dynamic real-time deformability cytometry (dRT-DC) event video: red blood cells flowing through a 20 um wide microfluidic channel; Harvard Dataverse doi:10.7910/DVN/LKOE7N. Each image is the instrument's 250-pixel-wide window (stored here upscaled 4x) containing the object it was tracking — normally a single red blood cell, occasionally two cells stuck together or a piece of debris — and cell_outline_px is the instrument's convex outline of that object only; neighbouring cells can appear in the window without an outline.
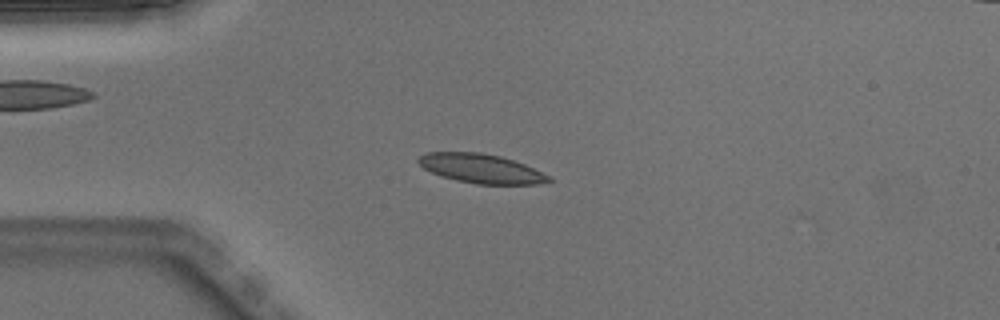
{"species": "Egyptian fruit bat (a non-hibernating species)", "species_latin": "Rousettus aegyptiacus", "temperature_condition": "warm", "stored_images_in_passage": 41, "camera_frame_rate_fps": 3000, "um_per_image_px": 0.085, "animal": {"sex": "male"}, "frame": {"image": 1, "passage_image": 3, "time_ms": 0.667, "image_size_px": [1000, 320], "cell_outline_px": [[552, 180], [540, 184], [476, 184], [456, 180], [440, 176], [424, 168], [416, 160], [420, 156], [428, 152], [480, 152], [500, 156], [524, 164], [552, 176]], "centroid_in_image_um": [40.91, 14.33], "position_along_channel_um": 44.1, "area_um2": 22.14}}
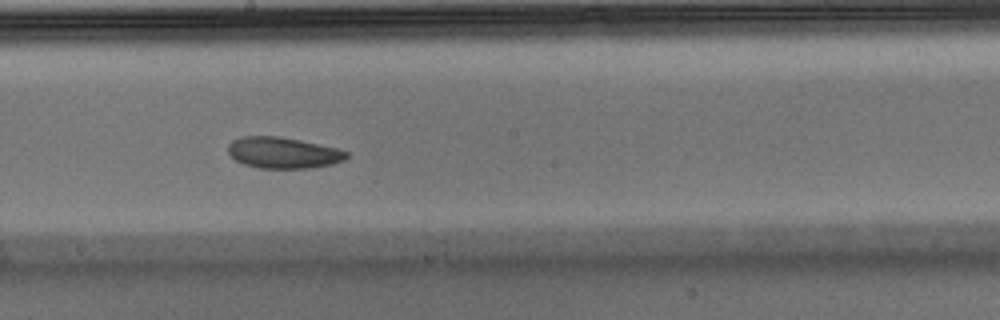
{"frame": {"image": 2, "passage_image": 18, "time_ms": 5.667, "image_size_px": [1000, 320], "cell_outline_px": [[348, 156], [344, 160], [332, 164], [312, 168], [260, 168], [244, 164], [236, 160], [228, 152], [228, 144], [232, 140], [240, 136], [280, 136], [300, 140], [336, 148], [348, 152]], "centroid_in_image_um": [24.05, 12.98], "position_along_channel_um": 224.2, "area_um2": 21.5}}
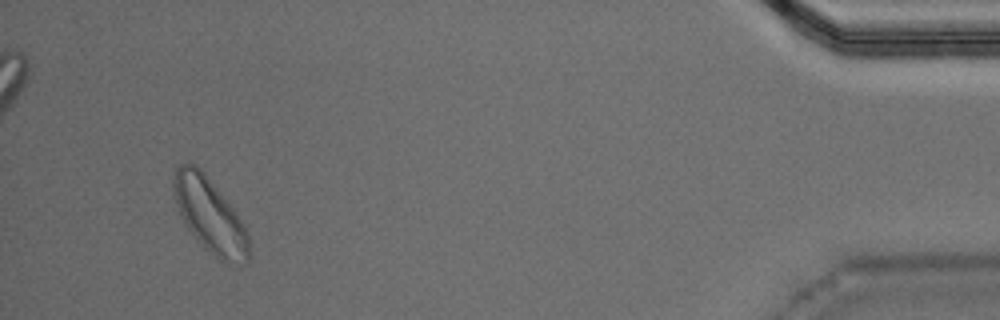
{"frame": {"image": 3, "passage_image": 38, "time_ms": 12.333, "image_size_px": [1000, 320], "cell_outline_px": [[248, 260], [244, 264], [224, 264], [204, 248], [196, 240], [184, 224], [180, 216], [172, 192], [172, 180], [176, 168], [180, 164], [196, 164], [204, 172], [232, 208], [240, 220], [248, 236]], "centroid_in_image_um": [17.78, 18.32], "position_along_channel_um": 417.4, "area_um2": 32.6}, "authors_computed_cell_mechanics": {"area_um2": 22.3108, "velocity_mm_per_s": 3.9711, "shape_relaxation_time_tau1_ms": 2.8512, "shape_relaxation_time_tau2_ms": null, "deformation_change_tau1": 0.0843, "deformation_change_tau2": null}}